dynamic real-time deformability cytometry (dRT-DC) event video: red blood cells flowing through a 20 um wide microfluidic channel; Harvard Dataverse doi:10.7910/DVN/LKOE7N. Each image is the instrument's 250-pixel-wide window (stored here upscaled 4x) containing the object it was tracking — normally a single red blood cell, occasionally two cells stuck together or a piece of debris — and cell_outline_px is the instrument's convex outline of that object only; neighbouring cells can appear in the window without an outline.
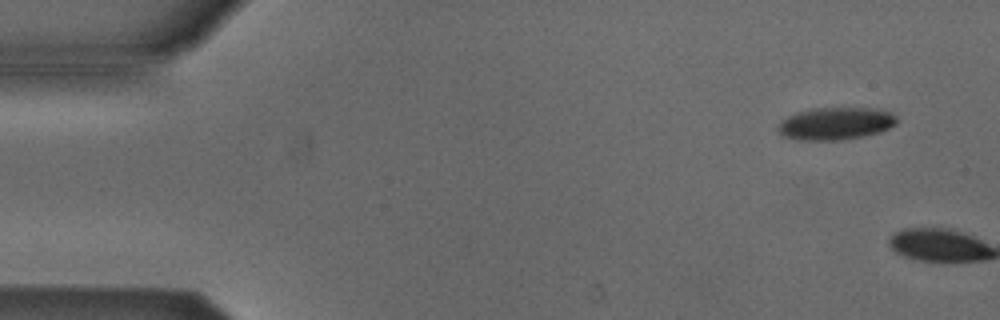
{"species": "Egyptian fruit bat (a non-hibernating species)", "species_latin": "Rousettus aegyptiacus", "temperature_condition": "cold", "stored_images_in_passage": 2, "camera_frame_rate_fps": 3000, "um_per_image_px": 0.085, "animal": {"sex": "male"}, "frame": {"image": 1, "passage_image": 1, "time_ms": 0.0, "image_size_px": [1000, 320], "cell_outline_px": [[900, 120], [896, 124], [880, 132], [864, 136], [840, 140], [796, 140], [780, 136], [776, 128], [780, 120], [796, 112], [812, 108], [876, 108], [888, 112], [896, 116]], "centroid_in_image_um": [70.98, 10.51], "position_along_channel_um": 14.0, "area_um2": 22.83}}